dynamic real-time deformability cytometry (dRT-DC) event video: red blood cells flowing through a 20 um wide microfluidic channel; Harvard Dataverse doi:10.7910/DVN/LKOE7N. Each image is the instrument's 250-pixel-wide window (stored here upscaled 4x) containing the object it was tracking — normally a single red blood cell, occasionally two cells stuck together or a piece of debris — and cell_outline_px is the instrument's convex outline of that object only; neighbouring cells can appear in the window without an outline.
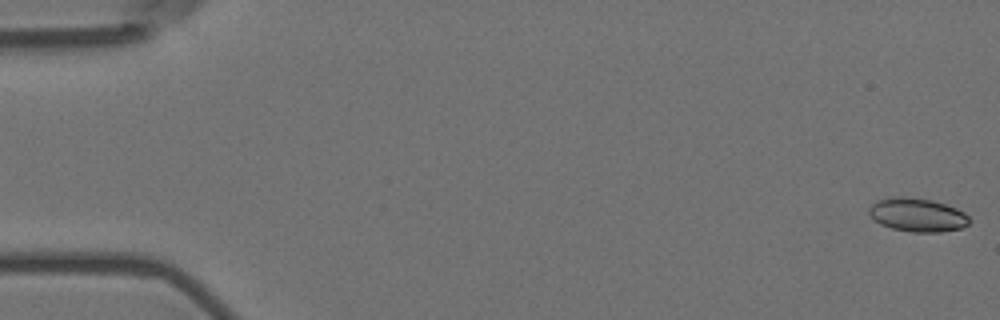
{"species": "Egyptian fruit bat (a non-hibernating species)", "species_latin": "Rousettus aegyptiacus", "temperature_condition": "room temperature", "stored_images_in_passage": 9, "camera_frame_rate_fps": 3000, "um_per_image_px": 0.085, "animal": {"sex": "female"}, "frame": {"image": 1, "passage_image": 1, "time_ms": 0.0, "image_size_px": [1000, 320], "cell_outline_px": [[968, 224], [960, 228], [940, 232], [912, 232], [892, 228], [880, 224], [868, 212], [868, 208], [876, 200], [888, 196], [908, 196], [932, 200], [956, 208], [964, 212], [968, 216]], "centroid_in_image_um": [77.94, 18.24], "position_along_channel_um": 7.1, "area_um2": 19.65}}
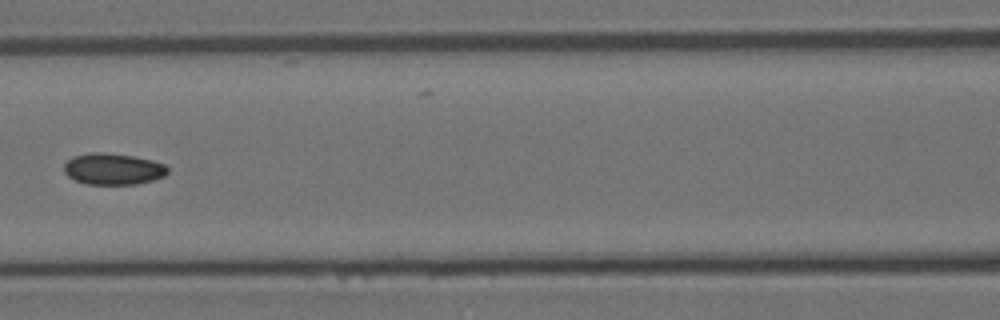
{"frame": {"image": 2, "passage_image": 8, "time_ms": 2.333, "image_size_px": [1000, 320], "cell_outline_px": [[168, 172], [164, 176], [152, 180], [136, 184], [84, 184], [68, 176], [64, 172], [64, 164], [68, 160], [76, 156], [92, 152], [104, 152], [132, 156], [152, 160], [164, 164], [168, 168]], "centroid_in_image_um": [9.61, 14.36], "position_along_channel_um": 157.0, "area_um2": 18.84}}
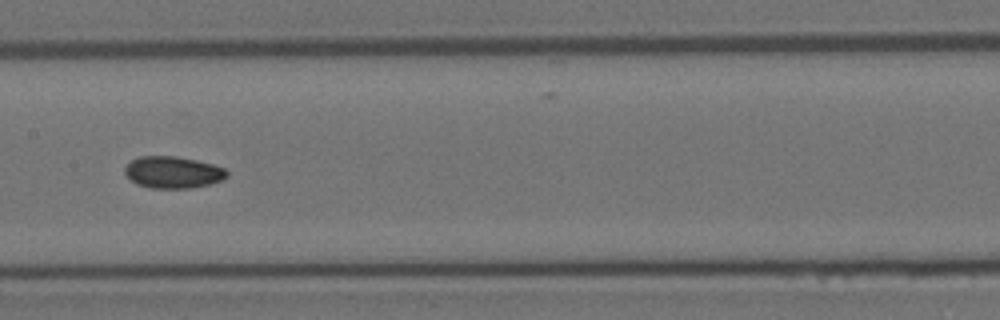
{"frame": {"image": 3, "passage_image": 9, "time_ms": 2.667, "image_size_px": [1000, 320], "cell_outline_px": [[228, 176], [224, 180], [208, 184], [188, 188], [152, 188], [136, 184], [124, 172], [124, 168], [132, 160], [140, 156], [176, 156], [196, 160], [212, 164], [224, 168], [228, 172]], "centroid_in_image_um": [14.71, 14.64], "position_along_channel_um": 192.7, "area_um2": 18.84}}